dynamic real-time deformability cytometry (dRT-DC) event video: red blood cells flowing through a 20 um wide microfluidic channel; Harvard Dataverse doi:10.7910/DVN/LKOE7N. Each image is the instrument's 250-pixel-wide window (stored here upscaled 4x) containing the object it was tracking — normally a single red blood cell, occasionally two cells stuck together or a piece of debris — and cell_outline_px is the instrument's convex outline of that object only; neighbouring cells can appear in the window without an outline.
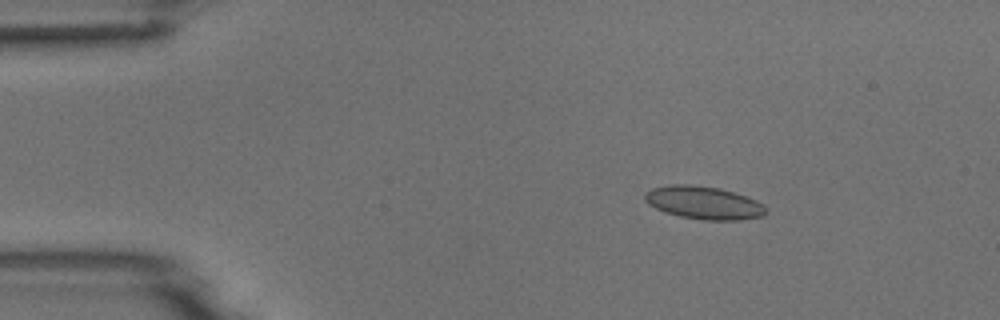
{"species": "common noctule bat (a hibernating species)", "species_latin": "Nyctalus noctula", "temperature_condition": "room temperature", "stored_images_in_passage": 4, "camera_frame_rate_fps": 3000, "um_per_image_px": 0.085, "animal": {"sex": "male", "body_mass_g": 18.8}, "frame": {"image": 1, "passage_image": 2, "time_ms": 2.0, "image_size_px": [1000, 320], "cell_outline_px": [[768, 212], [764, 216], [740, 220], [704, 220], [680, 216], [664, 212], [648, 204], [644, 200], [644, 192], [652, 188], [672, 184], [692, 184], [720, 188], [756, 200], [764, 204]], "centroid_in_image_um": [59.81, 17.23], "position_along_channel_um": 25.2, "area_um2": 23.41}}